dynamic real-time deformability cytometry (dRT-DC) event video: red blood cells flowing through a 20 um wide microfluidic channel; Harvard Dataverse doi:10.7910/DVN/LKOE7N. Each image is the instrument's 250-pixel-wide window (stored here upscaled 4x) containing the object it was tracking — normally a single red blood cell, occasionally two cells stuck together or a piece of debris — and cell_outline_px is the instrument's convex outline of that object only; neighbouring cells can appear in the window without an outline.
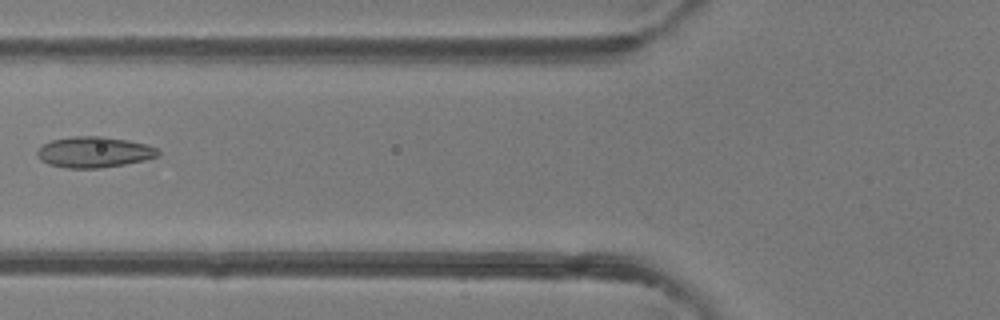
{"species": "common noctule bat (a hibernating species)", "species_latin": "Nyctalus noctula", "temperature_condition": "room temperature", "stored_images_in_passage": 7, "camera_frame_rate_fps": 3000, "um_per_image_px": 0.085, "animal": {"sex": "female"}, "frame": {"image": 1, "passage_image": 6, "time_ms": 6.0, "image_size_px": [1000, 320], "cell_outline_px": [[160, 156], [144, 160], [124, 164], [100, 168], [64, 168], [48, 164], [40, 160], [36, 156], [36, 152], [44, 144], [52, 140], [72, 136], [104, 136], [128, 140], [144, 144], [156, 148], [160, 152]], "centroid_in_image_um": [7.98, 12.93], "position_along_channel_um": 117.8, "area_um2": 21.79}}
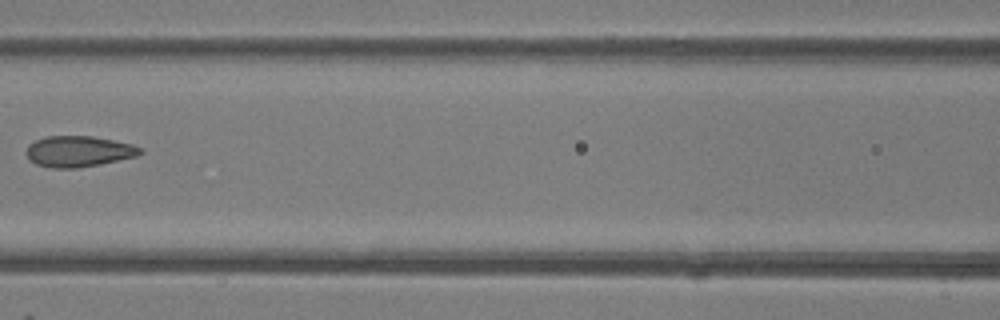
{"frame": {"image": 2, "passage_image": 7, "time_ms": 7.0, "image_size_px": [1000, 320], "cell_outline_px": [[144, 152], [136, 156], [100, 164], [76, 168], [52, 168], [36, 164], [28, 160], [24, 152], [28, 144], [44, 136], [92, 136], [132, 144], [140, 148]], "centroid_in_image_um": [6.62, 12.87], "position_along_channel_um": 160.0, "area_um2": 20.63}}